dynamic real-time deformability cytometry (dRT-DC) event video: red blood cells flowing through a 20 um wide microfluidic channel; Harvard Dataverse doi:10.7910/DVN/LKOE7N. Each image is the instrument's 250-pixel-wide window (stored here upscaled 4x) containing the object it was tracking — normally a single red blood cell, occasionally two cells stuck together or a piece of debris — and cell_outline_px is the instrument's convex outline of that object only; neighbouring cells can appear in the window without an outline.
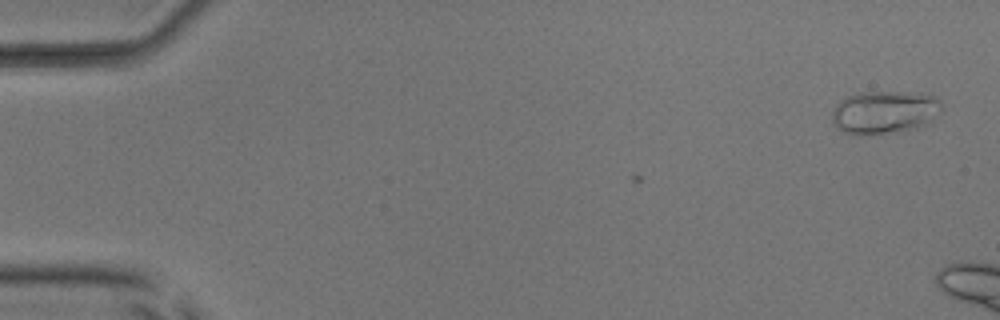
{"species": "common noctule bat (a hibernating species)", "species_latin": "Nyctalus noctula", "temperature_condition": "room temperature", "stored_images_in_passage": 3, "camera_frame_rate_fps": 3000, "um_per_image_px": 0.085, "animal": {"sex": "male", "body_mass_g": 17.9, "forearm_length_mm": 54.2}, "frame": {"image": 1, "passage_image": 1, "time_ms": 0.0, "image_size_px": [1000, 320], "cell_outline_px": [[944, 104], [928, 124], [916, 128], [900, 132], [860, 136], [844, 132], [836, 128], [832, 124], [832, 112], [836, 104], [840, 100], [848, 96], [860, 92], [924, 92], [936, 96]], "centroid_in_image_um": [75.18, 9.54], "position_along_channel_um": 9.8, "area_um2": 28.15}}